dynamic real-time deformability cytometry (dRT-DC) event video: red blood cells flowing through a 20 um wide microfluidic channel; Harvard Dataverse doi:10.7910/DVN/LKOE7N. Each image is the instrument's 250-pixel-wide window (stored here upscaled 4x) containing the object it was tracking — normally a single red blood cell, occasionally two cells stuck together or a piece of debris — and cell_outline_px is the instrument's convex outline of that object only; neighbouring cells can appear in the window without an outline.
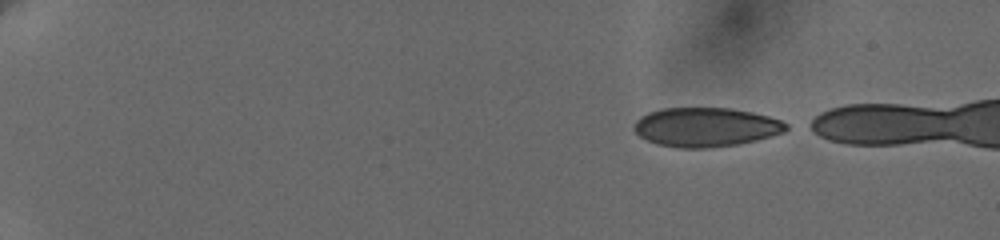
{"species": "human", "species_latin": "Homo sapiens", "temperature_condition": "cold", "stored_images_in_passage": 17, "camera_frame_rate_fps": 3000, "um_per_image_px": 0.085, "donor": {"sex": "female"}, "frame": {"image": 1, "passage_image": 1, "time_ms": 0.0, "image_size_px": [1000, 240], "cell_outline_px": [[788, 128], [784, 132], [772, 136], [756, 140], [736, 144], [708, 148], [680, 148], [656, 144], [640, 136], [632, 128], [632, 124], [640, 116], [648, 112], [664, 108], [728, 108], [752, 112], [768, 116], [780, 120], [788, 124]], "centroid_in_image_um": [59.97, 10.8], "position_along_channel_um": 25.0, "area_um2": 34.74}}
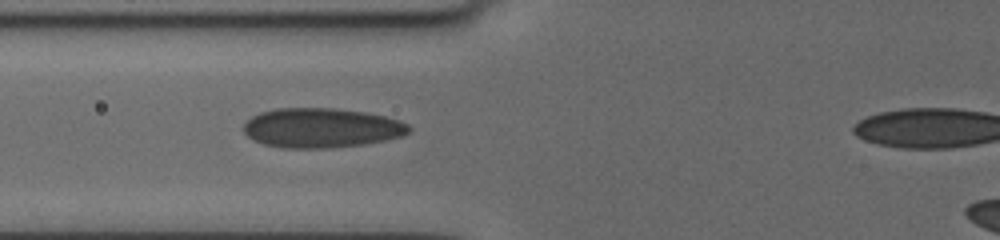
{"frame": {"image": 2, "passage_image": 14, "time_ms": 5.667, "image_size_px": [1000, 240], "cell_outline_px": [[412, 128], [408, 132], [400, 136], [384, 140], [364, 144], [328, 148], [280, 148], [264, 144], [252, 140], [244, 132], [244, 124], [252, 116], [260, 112], [276, 108], [332, 108], [364, 112], [384, 116], [400, 120], [408, 124]], "centroid_in_image_um": [27.3, 10.87], "position_along_channel_um": 98.5, "area_um2": 38.15}}
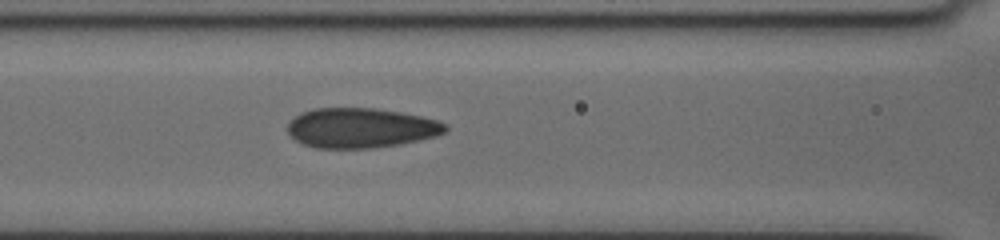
{"frame": {"image": 3, "passage_image": 17, "time_ms": 6.667, "image_size_px": [1000, 240], "cell_outline_px": [[448, 128], [444, 132], [436, 136], [400, 144], [372, 148], [316, 148], [304, 144], [296, 140], [288, 132], [288, 120], [300, 112], [312, 108], [376, 108], [400, 112], [420, 116], [436, 120], [444, 124]], "centroid_in_image_um": [30.62, 10.87], "position_along_channel_um": 136.0, "area_um2": 36.65}}